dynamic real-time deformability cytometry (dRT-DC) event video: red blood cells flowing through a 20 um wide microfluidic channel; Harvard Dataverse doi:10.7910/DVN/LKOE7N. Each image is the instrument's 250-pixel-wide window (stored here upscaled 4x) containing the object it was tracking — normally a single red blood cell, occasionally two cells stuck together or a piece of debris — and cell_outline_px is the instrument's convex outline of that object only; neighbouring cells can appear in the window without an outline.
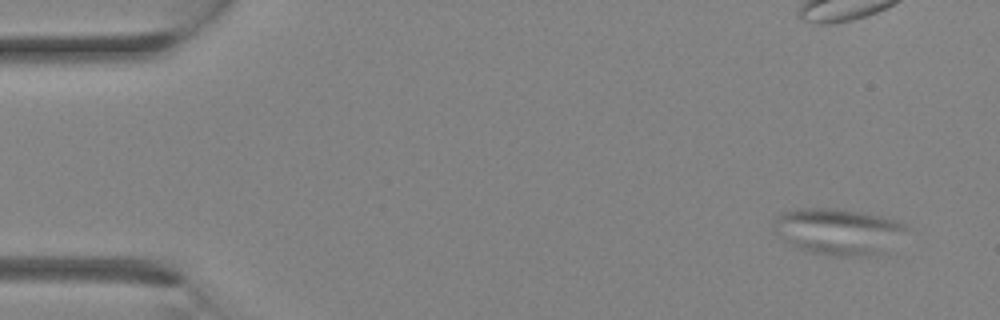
{"species": "Egyptian fruit bat (a non-hibernating species)", "species_latin": "Rousettus aegyptiacus", "temperature_condition": "room temperature", "stored_images_in_passage": 29, "camera_frame_rate_fps": 3000, "um_per_image_px": 0.085, "animal": {"sex": "female"}, "frame": {"image": 1, "passage_image": 1, "time_ms": 0.0, "image_size_px": [1000, 320], "cell_outline_px": [[908, 228], [872, 252], [840, 256], [832, 256], [808, 252], [796, 248], [772, 224], [772, 220], [776, 216], [784, 212], [804, 208], [836, 208], [860, 212], [880, 216], [896, 220], [904, 224]], "centroid_in_image_um": [71.09, 19.61], "position_along_channel_um": 13.9, "area_um2": 33.58}}
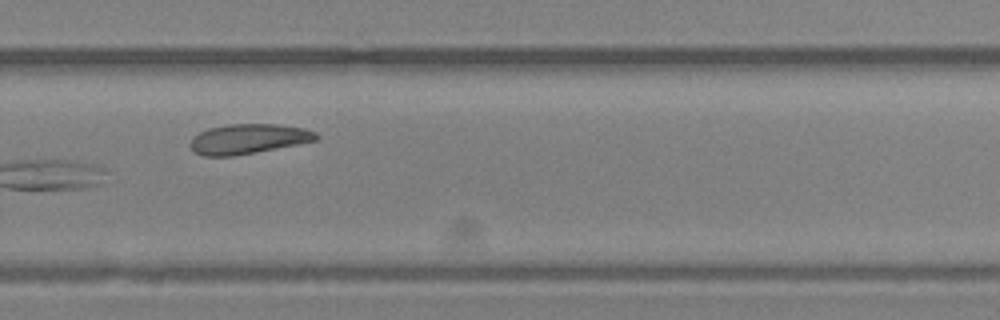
{"frame": {"image": 2, "passage_image": 20, "time_ms": 6.333, "image_size_px": [1000, 320], "cell_outline_px": [[320, 136], [316, 140], [296, 144], [232, 156], [204, 156], [196, 152], [192, 148], [192, 136], [208, 128], [228, 124], [276, 124], [304, 128], [316, 132]], "centroid_in_image_um": [21.11, 11.79], "position_along_channel_um": 308.7, "area_um2": 21.56}}
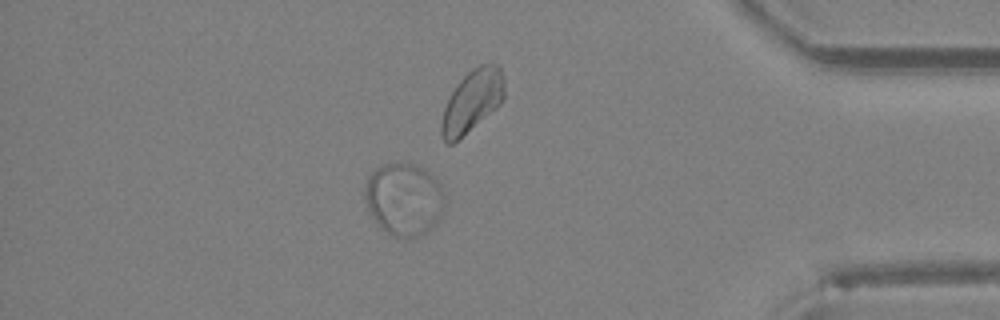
{"frame": {"image": 3, "passage_image": 25, "time_ms": 8.0, "image_size_px": [1000, 320], "cell_outline_px": [[448, 204], [440, 220], [428, 232], [420, 236], [396, 236], [388, 232], [376, 224], [368, 208], [364, 196], [364, 188], [368, 176], [376, 168], [384, 164], [396, 160], [416, 164], [424, 168], [440, 184], [444, 192]], "centroid_in_image_um": [34.39, 16.9], "position_along_channel_um": 400.8, "area_um2": 34.56}}